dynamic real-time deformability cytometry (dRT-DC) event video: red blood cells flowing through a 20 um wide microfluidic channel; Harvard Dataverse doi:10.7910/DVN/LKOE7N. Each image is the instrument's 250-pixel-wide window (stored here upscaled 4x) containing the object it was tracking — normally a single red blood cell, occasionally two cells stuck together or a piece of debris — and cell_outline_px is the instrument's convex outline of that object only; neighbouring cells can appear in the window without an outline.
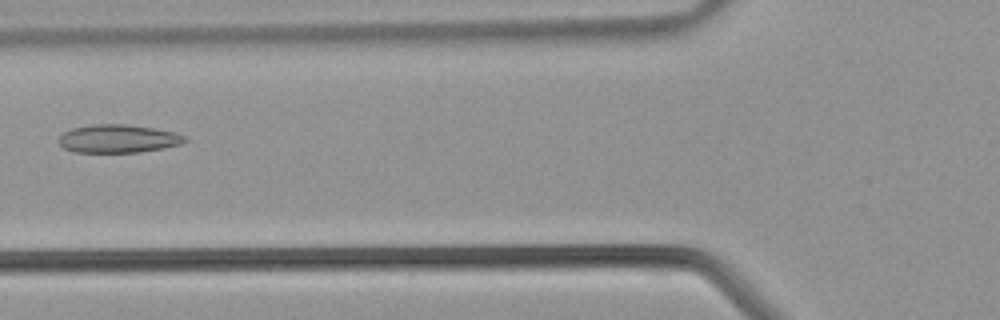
{"species": "common noctule bat (a hibernating species)", "species_latin": "Nyctalus noctula", "temperature_condition": "warm", "stored_images_in_passage": 31, "camera_frame_rate_fps": 3000, "um_per_image_px": 0.085, "animal": {"sex": "male", "body_mass_g": 21.5, "forearm_length_mm": 52.0}, "frame": {"image": 1, "passage_image": 8, "time_ms": 2.333, "image_size_px": [1000, 320], "cell_outline_px": [[188, 140], [180, 144], [164, 148], [140, 152], [76, 152], [64, 148], [56, 140], [64, 132], [72, 128], [92, 124], [128, 124], [176, 132], [188, 136]], "centroid_in_image_um": [10.06, 11.78], "position_along_channel_um": 115.7, "area_um2": 20.87}}
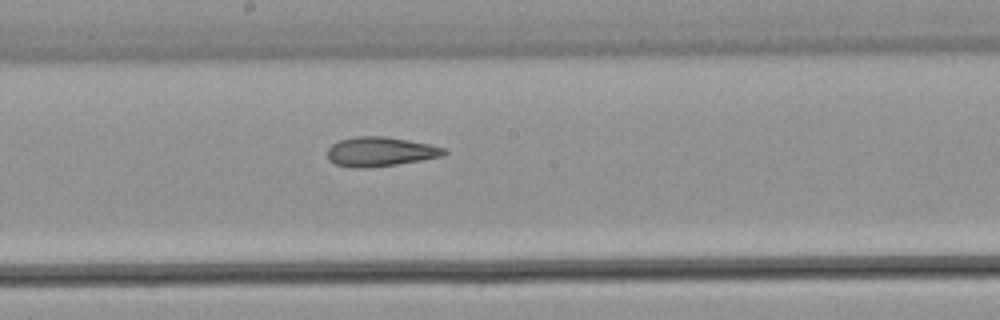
{"frame": {"image": 2, "passage_image": 14, "time_ms": 4.333, "image_size_px": [1000, 320], "cell_outline_px": [[448, 152], [444, 156], [396, 164], [364, 168], [352, 168], [336, 164], [328, 160], [328, 148], [332, 144], [340, 140], [356, 136], [384, 136], [408, 140], [428, 144], [444, 148]], "centroid_in_image_um": [32.31, 12.89], "position_along_channel_um": 215.9, "area_um2": 19.88}}
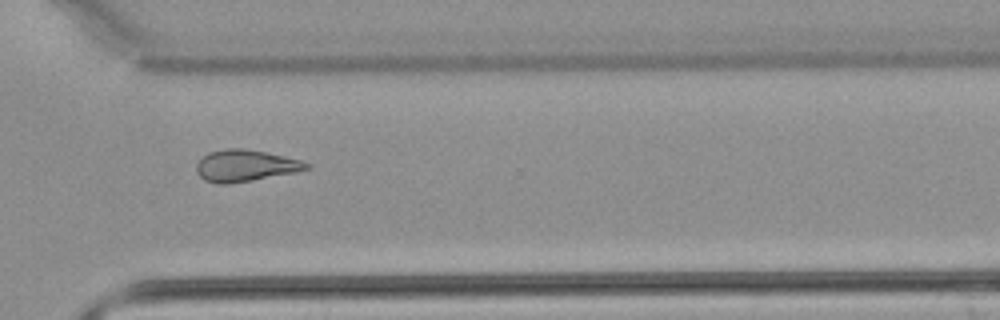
{"frame": {"image": 3, "passage_image": 22, "time_ms": 7.0, "image_size_px": [1000, 320], "cell_outline_px": [[312, 168], [296, 172], [252, 180], [224, 184], [220, 184], [204, 180], [196, 172], [196, 164], [208, 152], [224, 148], [244, 148], [268, 152], [300, 160], [312, 164]], "centroid_in_image_um": [20.87, 14.07], "position_along_channel_um": 349.7, "area_um2": 20.4}}